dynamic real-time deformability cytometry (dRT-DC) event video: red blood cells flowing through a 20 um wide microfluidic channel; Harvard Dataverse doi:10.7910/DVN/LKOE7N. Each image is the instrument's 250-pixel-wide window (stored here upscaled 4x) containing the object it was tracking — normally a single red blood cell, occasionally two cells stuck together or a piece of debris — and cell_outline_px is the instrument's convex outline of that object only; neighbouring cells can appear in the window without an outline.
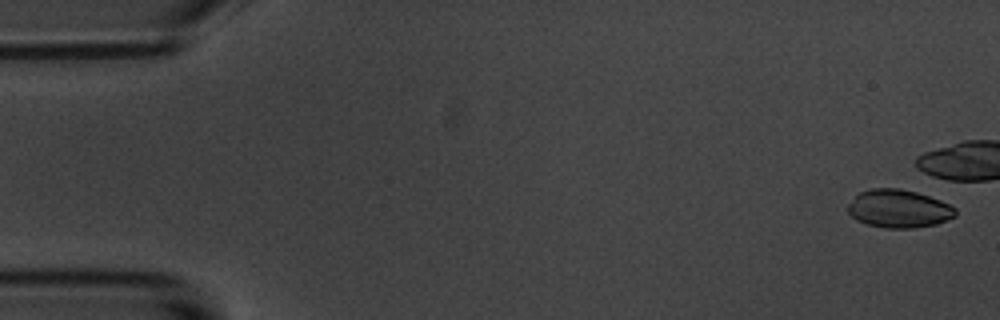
{"species": "common noctule bat (a hibernating species)", "species_latin": "Nyctalus noctula", "temperature_condition": "room temperature", "stored_images_in_passage": 8, "camera_frame_rate_fps": 3000, "um_per_image_px": 0.085, "animal": {"sex": "male", "body_mass_g": 20.1, "forearm_length_mm": 53.5}, "frame": {"image": 1, "passage_image": 1, "time_ms": 0.0, "image_size_px": [1000, 320], "cell_outline_px": [[956, 216], [936, 224], [916, 228], [884, 228], [868, 224], [856, 220], [848, 212], [848, 204], [860, 192], [872, 188], [900, 188], [916, 192], [940, 200], [956, 208]], "centroid_in_image_um": [76.4, 17.74], "position_along_channel_um": 8.6, "area_um2": 23.81}}